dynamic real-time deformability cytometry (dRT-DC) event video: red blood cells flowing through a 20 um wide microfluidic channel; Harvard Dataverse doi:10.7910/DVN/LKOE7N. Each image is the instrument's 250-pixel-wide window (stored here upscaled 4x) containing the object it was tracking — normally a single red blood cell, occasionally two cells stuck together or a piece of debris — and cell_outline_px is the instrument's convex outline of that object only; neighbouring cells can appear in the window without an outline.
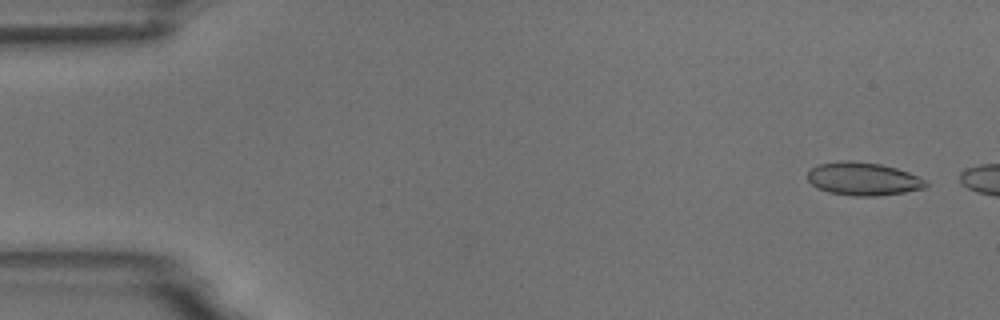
{"species": "common noctule bat (a hibernating species)", "species_latin": "Nyctalus noctula", "temperature_condition": "room temperature", "stored_images_in_passage": 2, "camera_frame_rate_fps": 3000, "um_per_image_px": 0.085, "animal": {"sex": "male", "body_mass_g": 18.8}, "frame": {"image": 1, "passage_image": 1, "time_ms": 0.0, "image_size_px": [1000, 320], "cell_outline_px": [[928, 184], [924, 188], [904, 192], [876, 196], [852, 196], [828, 192], [812, 184], [808, 180], [808, 168], [820, 164], [844, 160], [848, 160], [880, 164], [896, 168], [920, 176], [928, 180]], "centroid_in_image_um": [73.39, 15.2], "position_along_channel_um": 11.6, "area_um2": 22.83}}